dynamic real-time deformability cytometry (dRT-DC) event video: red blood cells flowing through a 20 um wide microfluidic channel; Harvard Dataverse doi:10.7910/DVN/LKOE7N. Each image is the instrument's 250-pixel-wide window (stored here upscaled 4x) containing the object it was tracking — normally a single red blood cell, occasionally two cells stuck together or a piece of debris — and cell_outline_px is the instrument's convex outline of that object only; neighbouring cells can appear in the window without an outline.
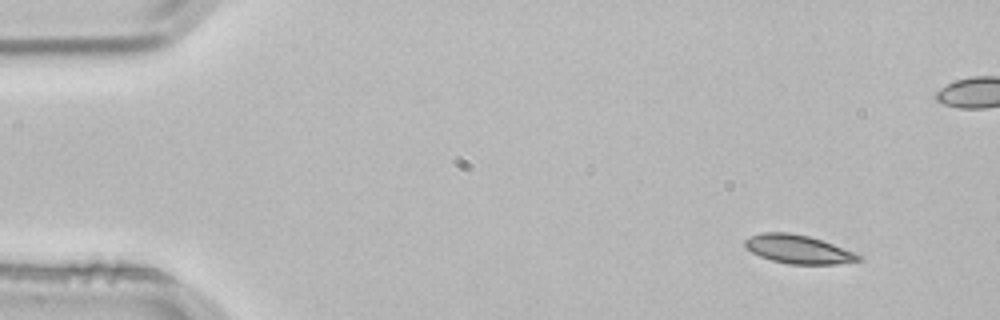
{"species": "common noctule bat (a hibernating species)", "species_latin": "Nyctalus noctula", "temperature_condition": "room temperature", "stored_images_in_passage": 3, "camera_frame_rate_fps": 3000, "um_per_image_px": 0.085, "animal": {"sex": "male", "body_mass_g": 21.5, "forearm_length_mm": 52.0}, "frame": {"image": 1, "passage_image": 1, "time_ms": 0.0, "image_size_px": [1000, 320], "cell_outline_px": [[864, 260], [836, 264], [788, 264], [772, 260], [760, 256], [744, 248], [744, 240], [752, 236], [764, 232], [788, 232], [808, 236], [832, 244], [864, 256]], "centroid_in_image_um": [67.85, 21.2], "position_along_channel_um": 17.1, "area_um2": 18.84}}